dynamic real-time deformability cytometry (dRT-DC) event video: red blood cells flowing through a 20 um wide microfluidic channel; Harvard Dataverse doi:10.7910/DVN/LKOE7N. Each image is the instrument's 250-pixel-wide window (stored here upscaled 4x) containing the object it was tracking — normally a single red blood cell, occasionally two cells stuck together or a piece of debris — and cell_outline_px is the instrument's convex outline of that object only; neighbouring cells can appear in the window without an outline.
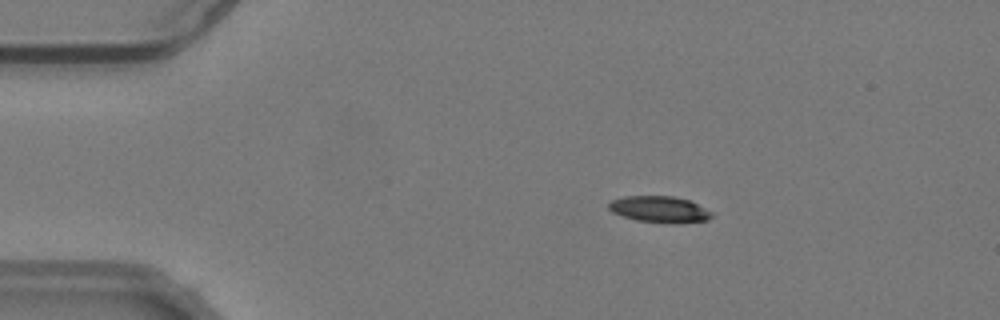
{"species": "common noctule bat (a hibernating species)", "species_latin": "Nyctalus noctula", "temperature_condition": "warm", "stored_images_in_passage": 54, "camera_frame_rate_fps": 3000, "um_per_image_px": 0.085, "animal": {"sex": "male", "body_mass_g": 19.2, "forearm_length_mm": 51.8}, "frame": {"image": 1, "passage_image": 9, "time_ms": 2.667, "image_size_px": [1000, 320], "cell_outline_px": [[712, 216], [708, 220], [636, 220], [612, 212], [608, 208], [608, 204], [612, 200], [624, 196], [672, 196], [692, 200], [712, 212]], "centroid_in_image_um": [56.01, 17.72], "position_along_channel_um": 29.0, "area_um2": 14.91}}
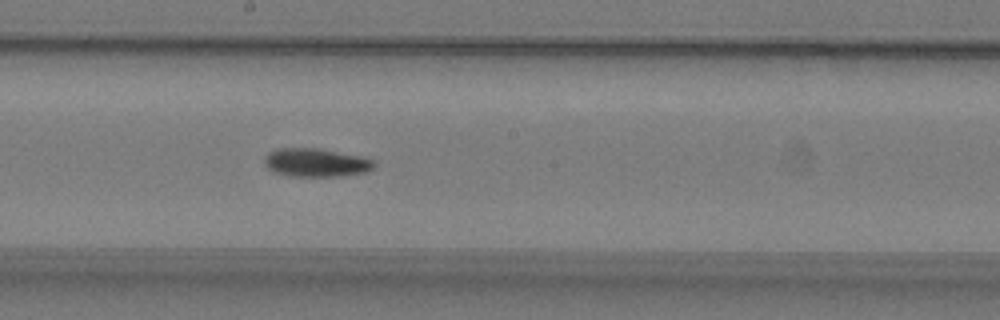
{"frame": {"image": 2, "passage_image": 29, "time_ms": 9.333, "image_size_px": [1000, 320], "cell_outline_px": [[376, 164], [368, 172], [340, 176], [292, 176], [272, 172], [264, 164], [264, 156], [268, 152], [276, 148], [320, 148], [360, 156], [372, 160]], "centroid_in_image_um": [26.82, 13.81], "position_along_channel_um": 221.4, "area_um2": 18.32}}
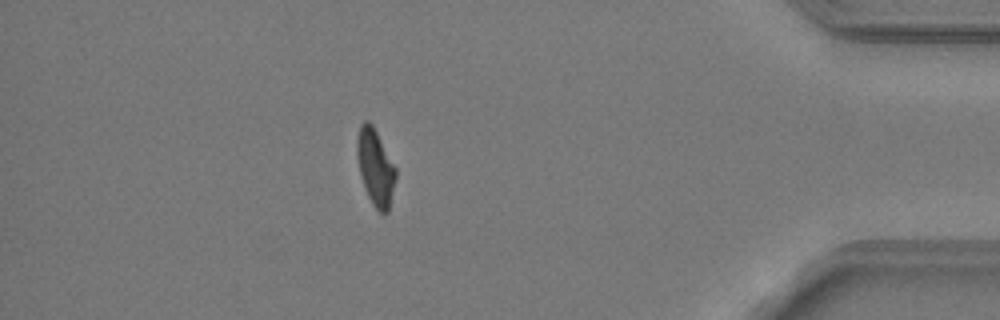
{"frame": {"image": 3, "passage_image": 47, "time_ms": 15.333, "image_size_px": [1000, 320], "cell_outline_px": [[396, 176], [388, 212], [384, 216], [372, 204], [364, 188], [360, 176], [356, 156], [356, 140], [360, 124], [364, 120], [368, 120], [372, 124], [396, 168]], "centroid_in_image_um": [31.88, 14.22], "position_along_channel_um": 403.3, "area_um2": 17.34}, "authors_computed_cell_mechanics": {"area_um2": 17.2822, "velocity_mm_per_s": 3.7949, "shape_relaxation_time_tau1_ms": 6.6803, "shape_relaxation_time_tau2_ms": null, "deformation_change_tau1": 0.1771, "deformation_change_tau2": null}}